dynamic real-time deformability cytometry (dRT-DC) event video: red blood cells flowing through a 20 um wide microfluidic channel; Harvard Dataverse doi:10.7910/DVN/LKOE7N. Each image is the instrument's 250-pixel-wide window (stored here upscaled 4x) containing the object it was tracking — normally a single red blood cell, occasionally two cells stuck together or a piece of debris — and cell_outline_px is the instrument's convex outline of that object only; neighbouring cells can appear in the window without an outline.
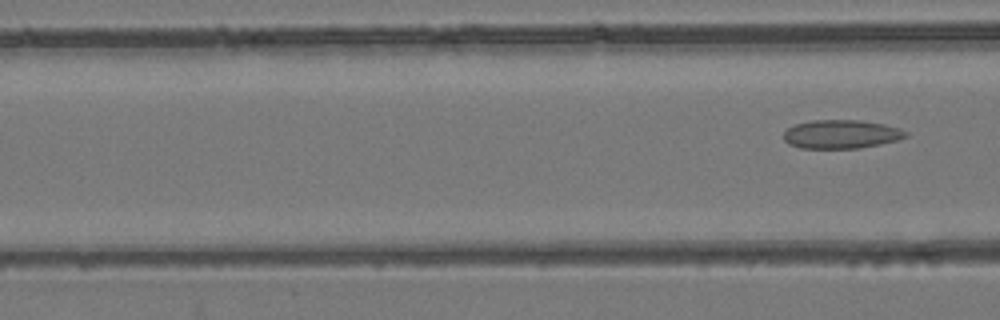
{"species": "common noctule bat (a hibernating species)", "species_latin": "Nyctalus noctula", "temperature_condition": "room temperature", "stored_images_in_passage": 8, "camera_frame_rate_fps": 3000, "um_per_image_px": 0.085, "animal": {"sex": "female", "body_mass_g": 24.6, "forearm_length_mm": 56.2}, "frame": {"image": 1, "passage_image": 8, "time_ms": 2.333, "image_size_px": [1000, 320], "cell_outline_px": [[908, 136], [896, 140], [880, 144], [860, 148], [800, 148], [788, 144], [784, 140], [784, 132], [788, 128], [796, 124], [812, 120], [860, 120], [884, 124], [900, 128], [908, 132]], "centroid_in_image_um": [71.51, 11.4], "position_along_channel_um": 95.1, "area_um2": 20.4}}